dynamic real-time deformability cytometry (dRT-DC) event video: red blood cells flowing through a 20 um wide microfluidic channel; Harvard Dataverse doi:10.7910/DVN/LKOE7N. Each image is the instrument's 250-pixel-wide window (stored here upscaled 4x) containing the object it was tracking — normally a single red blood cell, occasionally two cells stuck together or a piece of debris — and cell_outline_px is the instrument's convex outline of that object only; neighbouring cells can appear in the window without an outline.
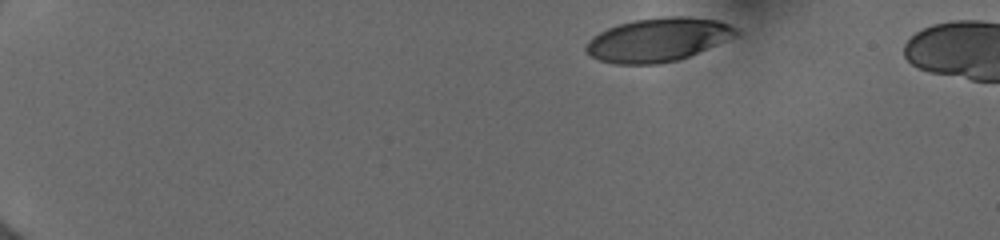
{"species": "human", "species_latin": "Homo sapiens", "temperature_condition": "cold", "stored_images_in_passage": 8, "camera_frame_rate_fps": 3000, "um_per_image_px": 0.085, "donor": {"sex": "female"}, "frame": {"image": 1, "passage_image": 1, "time_ms": 0.0, "image_size_px": [1000, 240], "cell_outline_px": [[740, 32], [736, 36], [688, 56], [676, 60], [660, 64], [616, 64], [600, 60], [592, 56], [584, 48], [588, 40], [592, 36], [608, 28], [620, 24], [636, 20], [668, 16], [684, 16], [716, 20], [728, 24], [736, 28]], "centroid_in_image_um": [55.92, 3.38], "position_along_channel_um": 29.1, "area_um2": 37.69}}
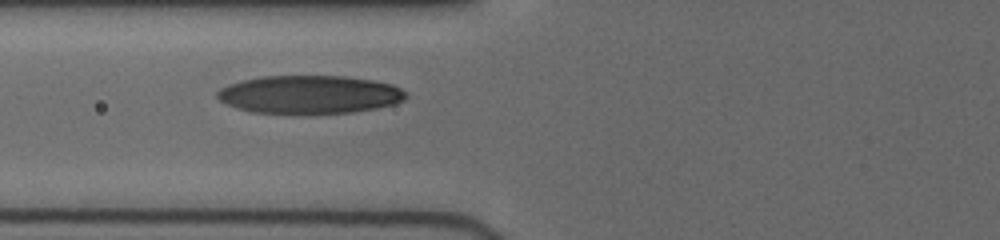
{"frame": {"image": 2, "passage_image": 6, "time_ms": 4.667, "image_size_px": [1000, 240], "cell_outline_px": [[408, 96], [404, 100], [392, 104], [376, 108], [352, 112], [308, 116], [304, 116], [248, 112], [236, 108], [220, 100], [216, 96], [216, 92], [220, 88], [228, 84], [240, 80], [260, 76], [344, 76], [372, 80], [392, 84], [400, 88]], "centroid_in_image_um": [26.25, 8.07], "position_along_channel_um": 99.5, "area_um2": 43.12}}
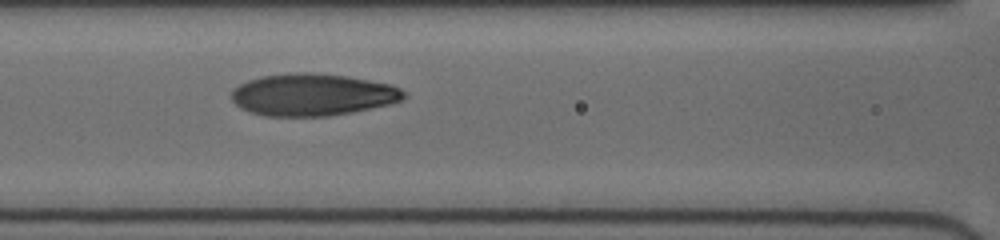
{"frame": {"image": 3, "passage_image": 7, "time_ms": 5.667, "image_size_px": [1000, 240], "cell_outline_px": [[408, 96], [404, 100], [388, 104], [352, 112], [328, 116], [264, 116], [240, 108], [232, 100], [232, 92], [240, 84], [248, 80], [260, 76], [292, 72], [312, 72], [348, 76], [392, 84], [400, 88]], "centroid_in_image_um": [26.59, 8.04], "position_along_channel_um": 140.0, "area_um2": 42.48}}